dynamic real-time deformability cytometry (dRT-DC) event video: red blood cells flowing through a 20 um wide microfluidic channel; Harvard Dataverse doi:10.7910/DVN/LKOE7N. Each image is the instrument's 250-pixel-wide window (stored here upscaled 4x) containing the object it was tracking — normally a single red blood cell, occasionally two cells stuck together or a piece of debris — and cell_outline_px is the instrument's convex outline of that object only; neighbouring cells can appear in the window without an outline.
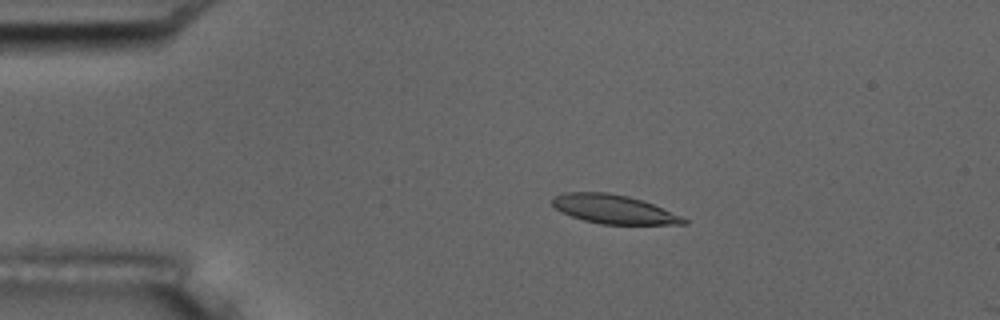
{"species": "common noctule bat (a hibernating species)", "species_latin": "Nyctalus noctula", "temperature_condition": "room temperature", "stored_images_in_passage": 12, "camera_frame_rate_fps": 3000, "um_per_image_px": 0.085, "animal": {"sex": "male", "body_mass_g": 17.5, "forearm_length_mm": 52.3}, "frame": {"image": 1, "passage_image": 10, "time_ms": 3.0, "image_size_px": [1000, 320], "cell_outline_px": [[688, 224], [600, 224], [584, 220], [560, 212], [552, 204], [552, 196], [564, 192], [608, 192], [628, 196], [644, 200], [680, 216], [688, 220]], "centroid_in_image_um": [52.13, 17.77], "position_along_channel_um": 32.9, "area_um2": 22.08}}